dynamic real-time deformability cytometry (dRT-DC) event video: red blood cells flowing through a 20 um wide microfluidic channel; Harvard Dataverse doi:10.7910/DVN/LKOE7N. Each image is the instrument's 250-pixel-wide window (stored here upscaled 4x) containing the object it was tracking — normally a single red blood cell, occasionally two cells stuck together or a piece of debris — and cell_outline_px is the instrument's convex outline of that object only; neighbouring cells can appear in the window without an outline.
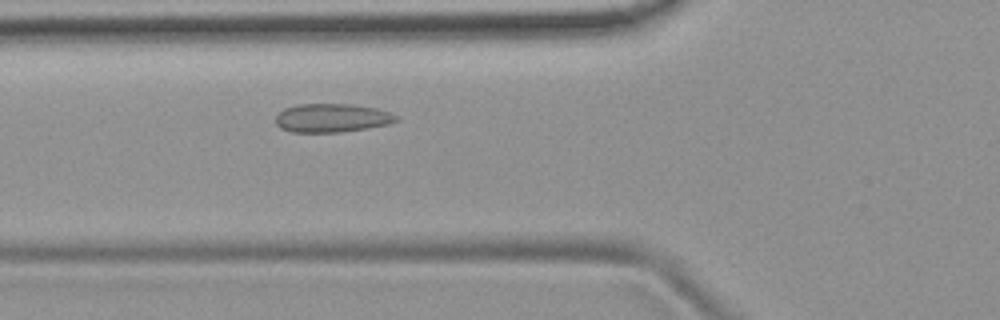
{"species": "common noctule bat (a hibernating species)", "species_latin": "Nyctalus noctula", "temperature_condition": "room temperature", "stored_images_in_passage": 45, "camera_frame_rate_fps": 3000, "um_per_image_px": 0.085, "animal": {"sex": "female", "body_mass_g": 19.9}, "frame": {"image": 1, "passage_image": 12, "time_ms": 3.667, "image_size_px": [1000, 320], "cell_outline_px": [[400, 120], [388, 124], [368, 128], [340, 132], [292, 132], [280, 128], [276, 124], [276, 116], [284, 108], [296, 104], [352, 104], [376, 108], [400, 116]], "centroid_in_image_um": [28.23, 10.02], "position_along_channel_um": 97.6, "area_um2": 20.23}}
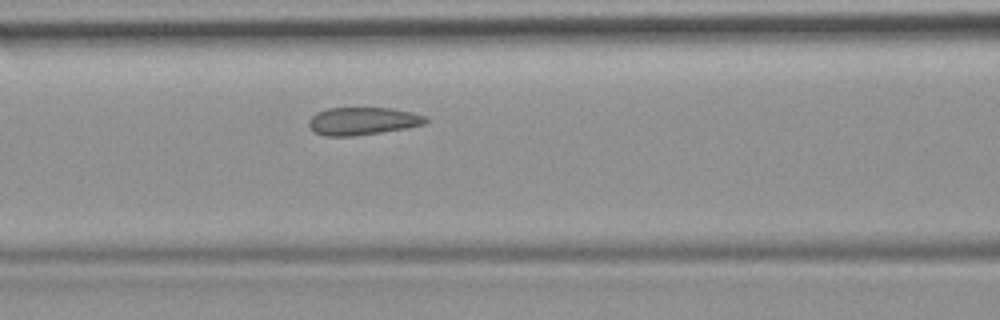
{"frame": {"image": 2, "passage_image": 15, "time_ms": 4.667, "image_size_px": [1000, 320], "cell_outline_px": [[428, 120], [424, 124], [408, 128], [352, 136], [324, 136], [312, 132], [308, 124], [308, 120], [316, 112], [328, 108], [392, 108], [412, 112], [428, 116]], "centroid_in_image_um": [30.81, 10.29], "position_along_channel_um": 135.8, "area_um2": 19.07}}
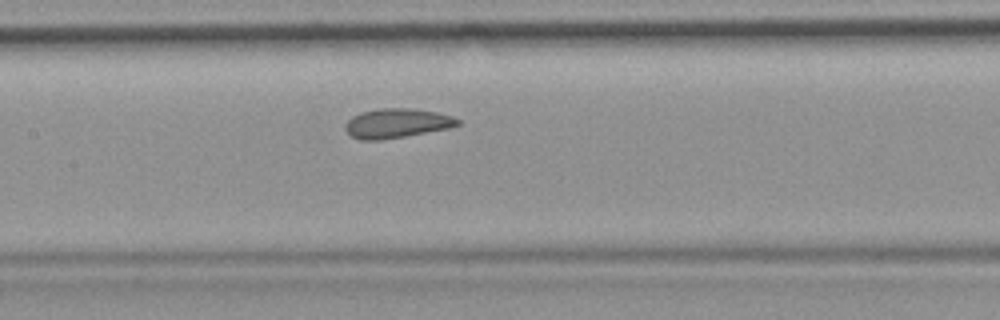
{"frame": {"image": 3, "passage_image": 18, "time_ms": 5.667, "image_size_px": [1000, 320], "cell_outline_px": [[460, 124], [448, 128], [404, 136], [380, 140], [360, 140], [352, 136], [344, 128], [344, 124], [352, 116], [360, 112], [380, 108], [412, 108], [436, 112], [452, 116], [460, 120]], "centroid_in_image_um": [33.7, 10.47], "position_along_channel_um": 173.7, "area_um2": 19.19}, "authors_computed_cell_mechanics": {"area_um2": 19.2474, "velocity_mm_per_s": 3.7937, "shape_relaxation_time_tau1_ms": null, "shape_relaxation_time_tau2_ms": 1.6735, "deformation_change_tau1": null, "deformation_change_tau2": 0.0658}}